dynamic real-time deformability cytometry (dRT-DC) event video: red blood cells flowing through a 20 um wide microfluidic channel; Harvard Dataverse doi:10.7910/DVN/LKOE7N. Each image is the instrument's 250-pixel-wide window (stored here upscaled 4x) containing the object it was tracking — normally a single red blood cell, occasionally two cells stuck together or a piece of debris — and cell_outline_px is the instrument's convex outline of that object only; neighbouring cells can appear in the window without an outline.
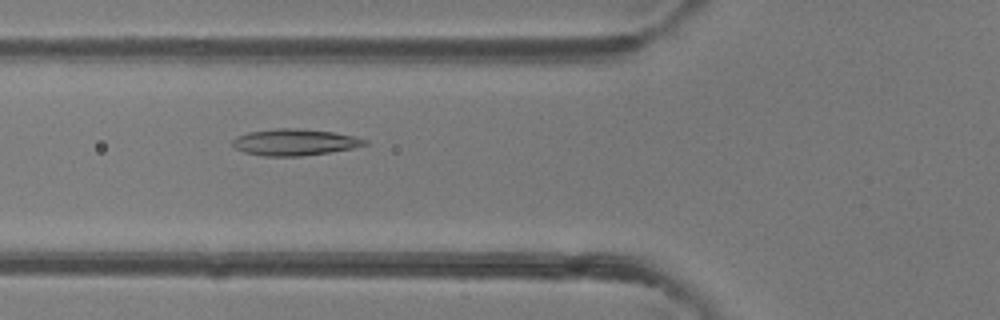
{"species": "common noctule bat (a hibernating species)", "species_latin": "Nyctalus noctula", "temperature_condition": "room temperature", "stored_images_in_passage": 48, "camera_frame_rate_fps": 3000, "um_per_image_px": 0.085, "animal": {"sex": "female"}, "frame": {"image": 1, "passage_image": 18, "time_ms": 5.667, "image_size_px": [1000, 320], "cell_outline_px": [[368, 144], [352, 148], [328, 152], [300, 156], [264, 156], [244, 152], [232, 148], [232, 140], [236, 136], [248, 132], [276, 128], [296, 128], [332, 132], [352, 136], [368, 140]], "centroid_in_image_um": [24.98, 12.09], "position_along_channel_um": 100.8, "area_um2": 20.35}}
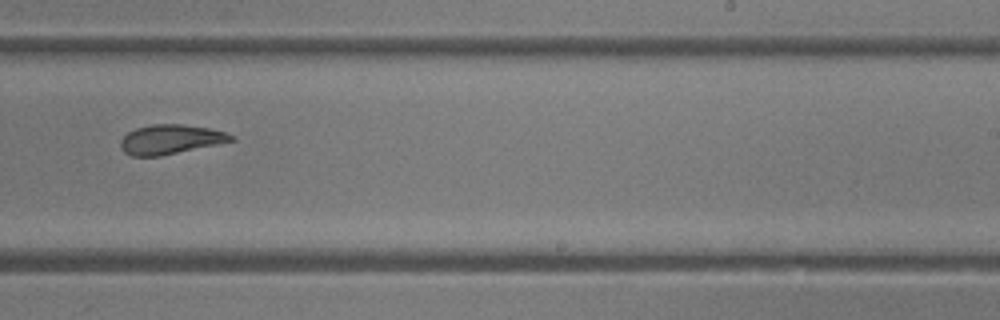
{"frame": {"image": 2, "passage_image": 30, "time_ms": 9.667, "image_size_px": [1000, 320], "cell_outline_px": [[236, 140], [220, 144], [160, 156], [132, 156], [124, 152], [120, 144], [120, 140], [128, 132], [136, 128], [152, 124], [184, 124], [208, 128], [224, 132], [236, 136]], "centroid_in_image_um": [14.52, 11.85], "position_along_channel_um": 274.5, "area_um2": 19.07}}
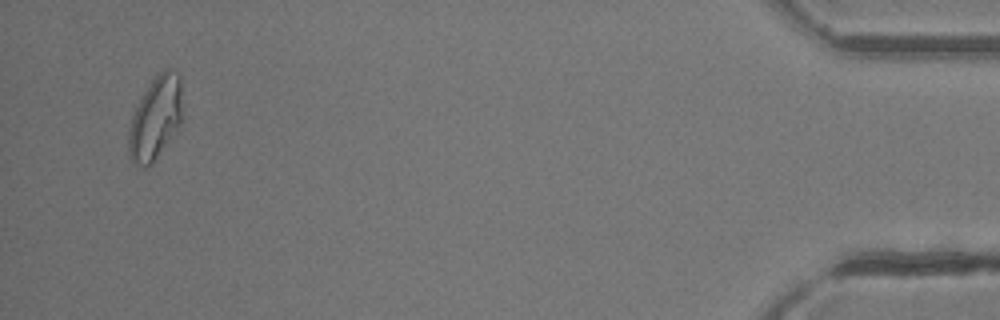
{"frame": {"image": 3, "passage_image": 46, "time_ms": 15.0, "image_size_px": [1000, 320], "cell_outline_px": [[184, 120], [176, 132], [152, 164], [148, 168], [144, 168], [136, 164], [132, 160], [128, 152], [128, 132], [132, 116], [144, 92], [152, 80], [164, 68], [168, 68], [176, 72], [180, 76], [184, 116]], "centroid_in_image_um": [13.26, 10.05], "position_along_channel_um": 421.9, "area_um2": 26.47}, "authors_computed_cell_mechanics": {"area_um2": 20.9525, "velocity_mm_per_s": 4.3368, "shape_relaxation_time_tau1_ms": null, "shape_relaxation_time_tau2_ms": 1.9058, "deformation_change_tau1": null, "deformation_change_tau2": 0.0801}}